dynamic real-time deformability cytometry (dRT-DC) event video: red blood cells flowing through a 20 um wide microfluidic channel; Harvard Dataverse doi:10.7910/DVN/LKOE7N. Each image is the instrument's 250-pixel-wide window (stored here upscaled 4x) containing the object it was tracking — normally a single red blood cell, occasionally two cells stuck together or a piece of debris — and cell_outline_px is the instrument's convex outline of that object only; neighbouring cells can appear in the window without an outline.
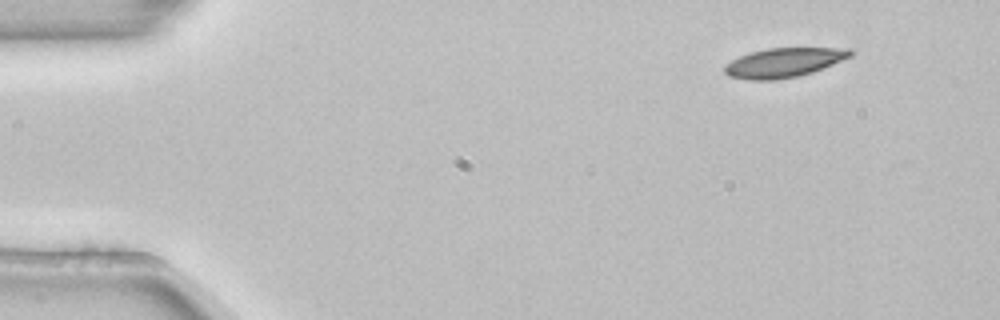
{"species": "common noctule bat (a hibernating species)", "species_latin": "Nyctalus noctula", "temperature_condition": "room temperature", "stored_images_in_passage": 3, "camera_frame_rate_fps": 3000, "um_per_image_px": 0.085, "animal": {"sex": "female", "body_mass_g": 22.7, "forearm_length_mm": 54.2}, "frame": {"image": 1, "passage_image": 1, "time_ms": 0.0, "image_size_px": [1000, 320], "cell_outline_px": [[852, 56], [812, 72], [796, 76], [772, 80], [748, 80], [728, 76], [724, 72], [724, 68], [732, 60], [740, 56], [752, 52], [768, 48], [852, 48]], "centroid_in_image_um": [66.62, 5.32], "position_along_channel_um": 18.4, "area_um2": 21.21}}